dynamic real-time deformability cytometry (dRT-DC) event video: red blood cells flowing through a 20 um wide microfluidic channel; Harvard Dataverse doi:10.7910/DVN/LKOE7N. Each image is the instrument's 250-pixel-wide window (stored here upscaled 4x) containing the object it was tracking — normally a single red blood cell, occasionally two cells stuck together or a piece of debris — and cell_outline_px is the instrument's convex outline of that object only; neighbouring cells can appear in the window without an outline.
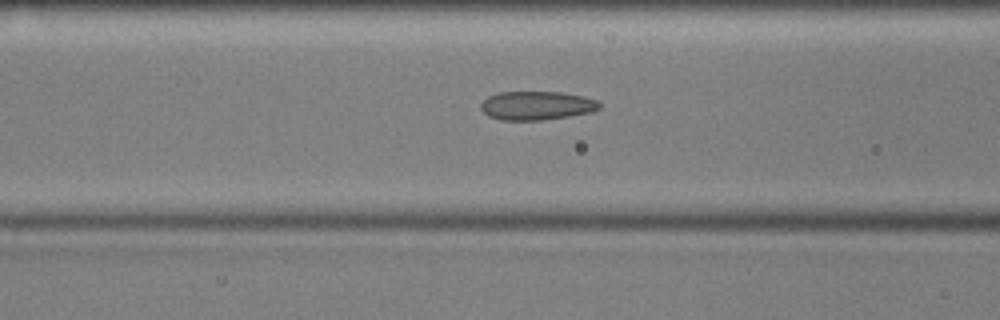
{"species": "common noctule bat (a hibernating species)", "species_latin": "Nyctalus noctula", "temperature_condition": "cold", "stored_images_in_passage": 55, "camera_frame_rate_fps": 3000, "um_per_image_px": 0.085, "animal": {"sex": "male", "body_mass_g": 17.9, "forearm_length_mm": 54.2}, "frame": {"image": 1, "passage_image": 21, "time_ms": 6.667, "image_size_px": [1000, 320], "cell_outline_px": [[600, 108], [592, 112], [544, 120], [500, 120], [488, 116], [480, 108], [480, 104], [488, 96], [500, 92], [560, 92], [584, 96], [596, 100], [600, 104]], "centroid_in_image_um": [45.6, 8.97], "position_along_channel_um": 121.0, "area_um2": 19.88}}
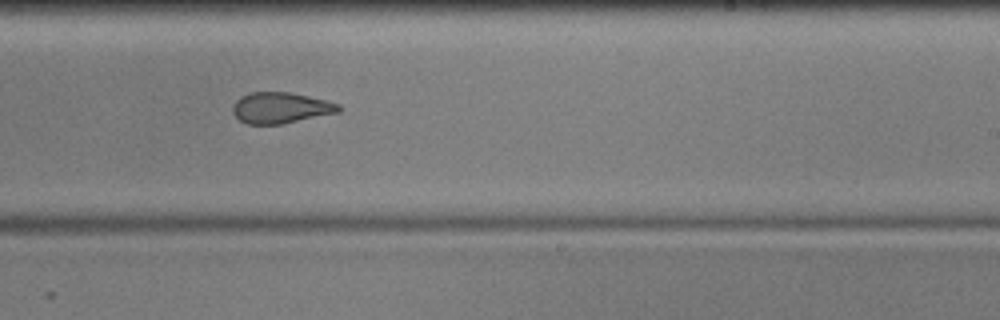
{"frame": {"image": 2, "passage_image": 33, "time_ms": 10.667, "image_size_px": [1000, 320], "cell_outline_px": [[344, 108], [340, 112], [280, 124], [248, 124], [240, 120], [232, 112], [232, 104], [240, 96], [248, 92], [288, 92], [308, 96], [340, 104]], "centroid_in_image_um": [23.85, 9.16], "position_along_channel_um": 265.2, "area_um2": 19.19}}
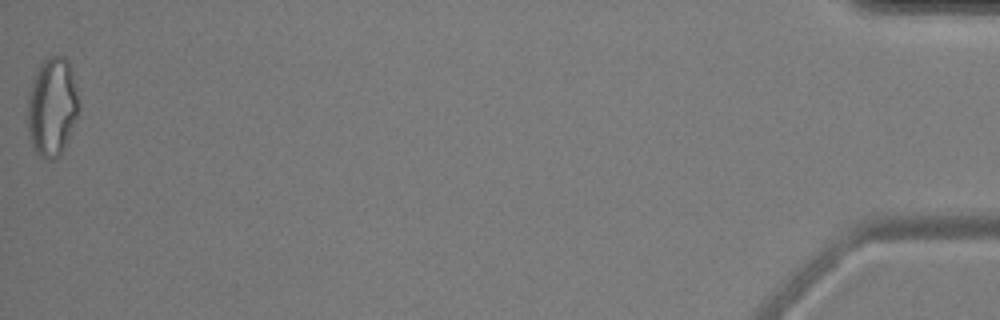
{"frame": {"image": 3, "passage_image": 55, "time_ms": 18.0, "image_size_px": [1000, 320], "cell_outline_px": [[80, 108], [64, 148], [60, 156], [52, 160], [48, 160], [40, 156], [36, 152], [32, 144], [28, 132], [28, 92], [36, 72], [40, 64], [48, 56], [64, 56], [68, 60], [80, 104]], "centroid_in_image_um": [4.43, 9.09], "position_along_channel_um": 430.8, "area_um2": 29.36}, "authors_computed_cell_mechanics": {"area_um2": 20.9236, "velocity_mm_per_s": 3.6012, "shape_relaxation_time_tau1_ms": null, "shape_relaxation_time_tau2_ms": 1.9, "deformation_change_tau1": null, "deformation_change_tau2": 0.087}}